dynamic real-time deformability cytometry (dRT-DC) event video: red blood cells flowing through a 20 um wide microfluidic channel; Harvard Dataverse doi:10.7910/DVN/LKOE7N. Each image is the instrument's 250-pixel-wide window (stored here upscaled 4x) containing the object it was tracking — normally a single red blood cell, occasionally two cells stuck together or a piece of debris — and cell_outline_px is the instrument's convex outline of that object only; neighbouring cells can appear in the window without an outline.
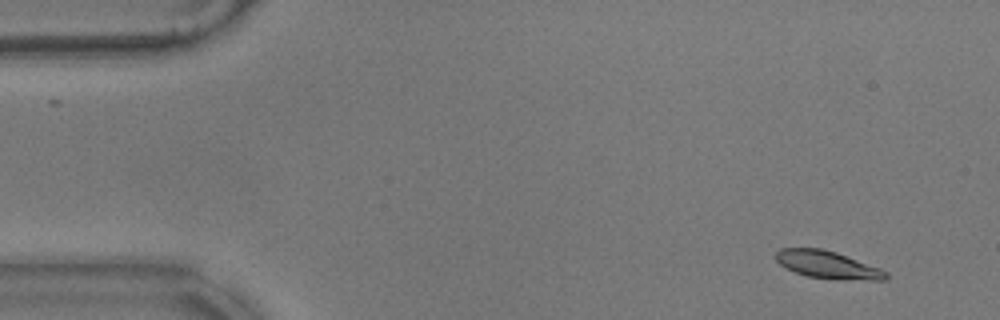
{"species": "common noctule bat (a hibernating species)", "species_latin": "Nyctalus noctula", "temperature_condition": "warm", "stored_images_in_passage": 58, "camera_frame_rate_fps": 3000, "um_per_image_px": 0.085, "animal": {"sex": "male", "body_mass_g": 17.9}, "frame": {"image": 1, "passage_image": 5, "time_ms": 1.333, "image_size_px": [1000, 320], "cell_outline_px": [[888, 276], [884, 280], [836, 280], [808, 276], [796, 272], [780, 264], [776, 260], [776, 252], [780, 248], [820, 248], [836, 252], [880, 268], [888, 272]], "centroid_in_image_um": [70.38, 22.51], "position_along_channel_um": 14.6, "area_um2": 17.63}}
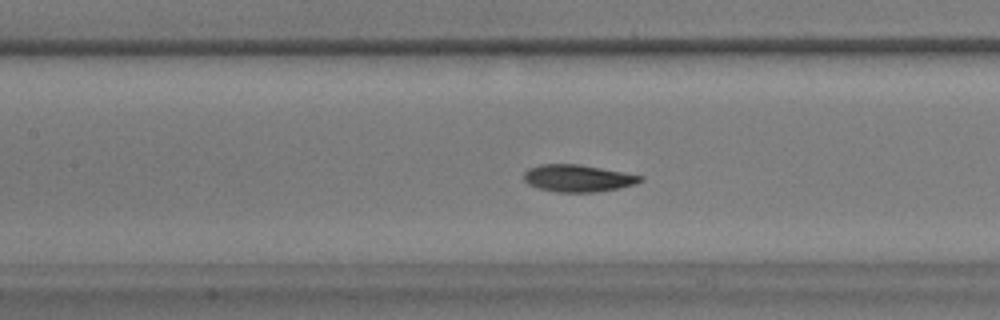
{"frame": {"image": 2, "passage_image": 26, "time_ms": 8.333, "image_size_px": [1000, 320], "cell_outline_px": [[644, 180], [636, 184], [596, 192], [556, 192], [540, 188], [528, 184], [524, 180], [524, 172], [528, 168], [540, 164], [580, 164], [644, 176]], "centroid_in_image_um": [49.12, 15.14], "position_along_channel_um": 158.3, "area_um2": 18.38}}
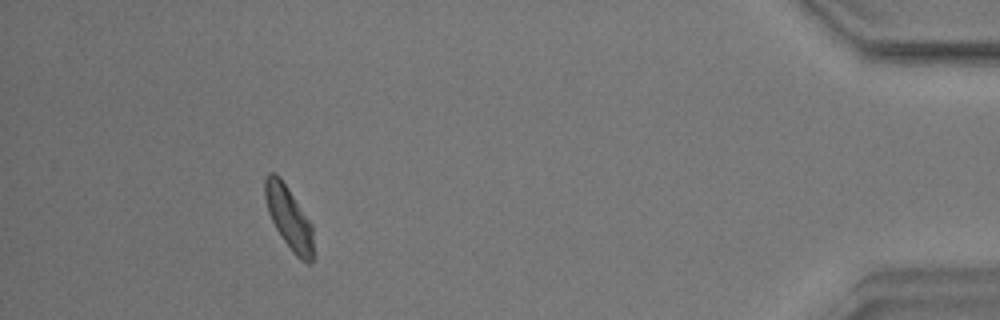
{"frame": {"image": 3, "passage_image": 53, "time_ms": 17.333, "image_size_px": [1000, 320], "cell_outline_px": [[312, 264], [308, 264], [300, 260], [292, 252], [276, 228], [268, 212], [264, 196], [264, 180], [268, 172], [276, 172], [280, 176], [312, 224]], "centroid_in_image_um": [24.53, 18.48], "position_along_channel_um": 410.7, "area_um2": 17.63}, "authors_computed_cell_mechanics": {"area_um2": 18.1492, "velocity_mm_per_s": 3.4926, "shape_relaxation_time_tau1_ms": 2.7071, "shape_relaxation_time_tau2_ms": 10.3922, "deformation_change_tau1": 0.1285, "deformation_change_tau2": 0.1148}}